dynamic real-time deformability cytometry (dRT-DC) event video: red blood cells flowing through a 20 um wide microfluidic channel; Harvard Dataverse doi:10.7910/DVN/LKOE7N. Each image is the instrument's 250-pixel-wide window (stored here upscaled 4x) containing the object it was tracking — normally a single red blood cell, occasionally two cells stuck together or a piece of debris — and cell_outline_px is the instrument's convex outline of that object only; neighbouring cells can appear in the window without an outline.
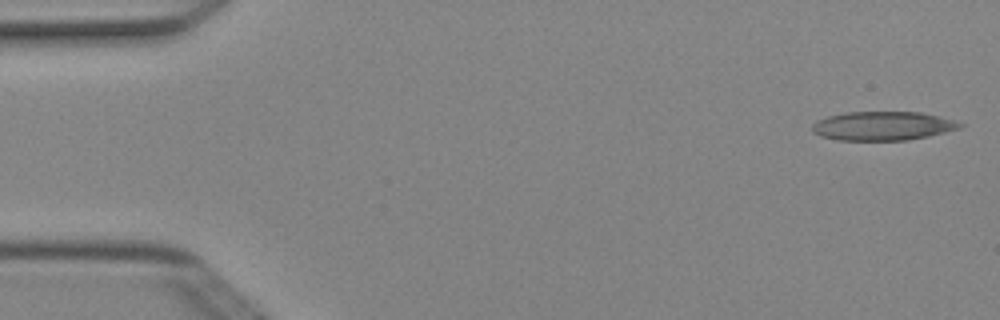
{"species": "Egyptian fruit bat (a non-hibernating species)", "species_latin": "Rousettus aegyptiacus", "temperature_condition": "cold", "stored_images_in_passage": 5, "camera_frame_rate_fps": 3000, "um_per_image_px": 0.085, "animal": {"sex": "female"}, "frame": {"image": 1, "passage_image": 1, "time_ms": 0.0, "image_size_px": [1000, 320], "cell_outline_px": [[964, 124], [960, 128], [928, 136], [908, 140], [836, 140], [820, 136], [812, 132], [812, 124], [816, 120], [828, 116], [848, 112], [920, 112], [952, 120]], "centroid_in_image_um": [74.97, 10.71], "position_along_channel_um": 10.0, "area_um2": 24.74}}
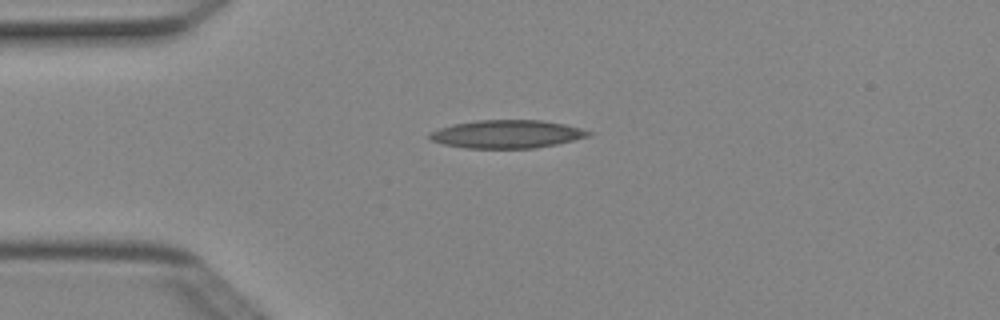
{"frame": {"image": 2, "passage_image": 4, "time_ms": 1.0, "image_size_px": [1000, 320], "cell_outline_px": [[592, 136], [556, 144], [536, 148], [464, 148], [444, 144], [432, 140], [428, 136], [432, 132], [440, 128], [452, 124], [476, 120], [540, 120], [564, 124], [580, 128], [592, 132]], "centroid_in_image_um": [43.11, 11.4], "position_along_channel_um": 41.9, "area_um2": 25.95}}
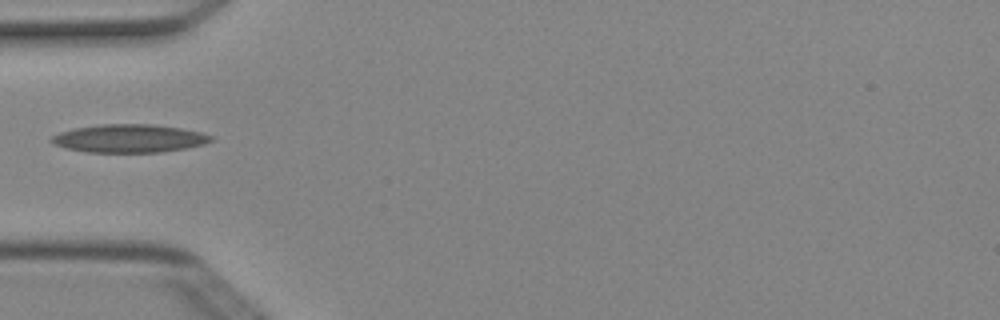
{"frame": {"image": 3, "passage_image": 5, "time_ms": 1.333, "image_size_px": [1000, 320], "cell_outline_px": [[212, 140], [204, 144], [188, 148], [160, 152], [88, 152], [64, 148], [48, 140], [52, 136], [60, 132], [76, 128], [100, 124], [152, 124], [180, 128], [200, 132], [212, 136]], "centroid_in_image_um": [10.98, 11.77], "position_along_channel_um": 74.0, "area_um2": 26.07}}